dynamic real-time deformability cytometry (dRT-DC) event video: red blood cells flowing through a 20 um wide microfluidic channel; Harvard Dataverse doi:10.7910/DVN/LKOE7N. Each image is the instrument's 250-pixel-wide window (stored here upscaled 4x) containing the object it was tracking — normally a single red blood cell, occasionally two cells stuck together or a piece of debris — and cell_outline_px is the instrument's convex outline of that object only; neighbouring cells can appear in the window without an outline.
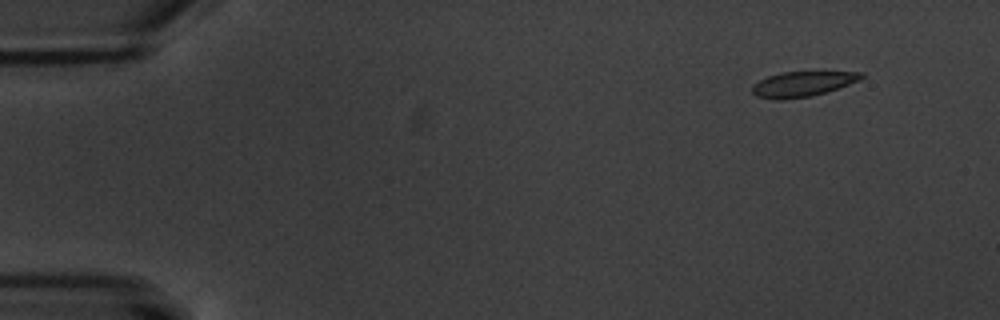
{"species": "common noctule bat (a hibernating species)", "species_latin": "Nyctalus noctula", "temperature_condition": "warm", "stored_images_in_passage": 7, "camera_frame_rate_fps": 3000, "um_per_image_px": 0.085, "animal": {"sex": "male", "body_mass_g": 20.1, "forearm_length_mm": 53.5}, "frame": {"image": 1, "passage_image": 2, "time_ms": 1.333, "image_size_px": [1000, 320], "cell_outline_px": [[864, 76], [860, 80], [812, 96], [780, 100], [776, 100], [756, 96], [752, 92], [752, 84], [768, 76], [780, 72], [864, 72]], "centroid_in_image_um": [68.17, 7.14], "position_along_channel_um": 16.8, "area_um2": 15.84}}
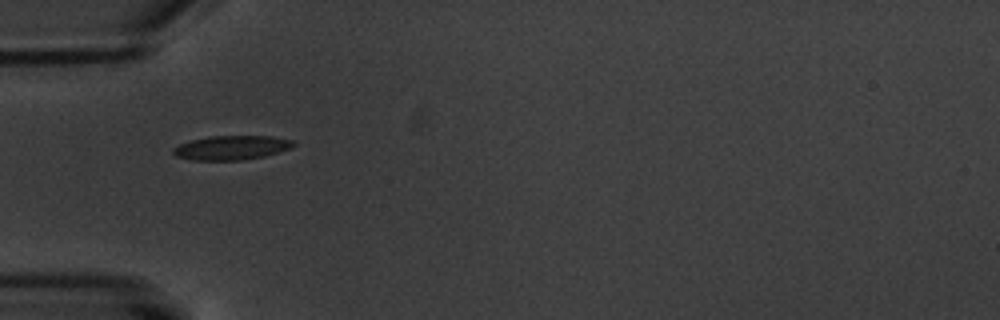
{"frame": {"image": 2, "passage_image": 6, "time_ms": 6.0, "image_size_px": [1000, 320], "cell_outline_px": [[296, 144], [292, 148], [264, 156], [244, 160], [192, 160], [176, 156], [172, 152], [172, 148], [188, 140], [208, 136], [272, 136], [292, 140]], "centroid_in_image_um": [19.66, 12.55], "position_along_channel_um": 65.3, "area_um2": 17.11}}